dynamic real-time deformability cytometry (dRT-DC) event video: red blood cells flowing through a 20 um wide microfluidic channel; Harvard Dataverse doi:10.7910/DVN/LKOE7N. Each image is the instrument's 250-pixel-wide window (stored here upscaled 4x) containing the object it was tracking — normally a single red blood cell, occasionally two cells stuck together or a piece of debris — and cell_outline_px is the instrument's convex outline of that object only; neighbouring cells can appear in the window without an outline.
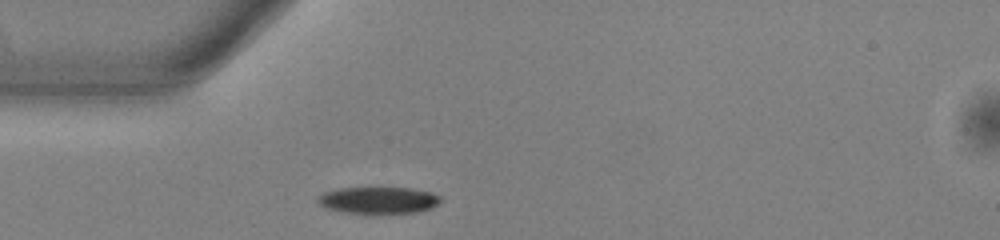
{"species": "common noctule bat (a hibernating species)", "species_latin": "Nyctalus noctula", "temperature_condition": "warm", "stored_images_in_passage": 52, "camera_frame_rate_fps": 3000, "um_per_image_px": 0.085, "animal": {"sex": "male", "body_mass_g": 13.0, "forearm_length_mm": 53.1}, "frame": {"image": 1, "passage_image": 14, "time_ms": 4.333, "image_size_px": [1000, 240], "cell_outline_px": [[440, 200], [432, 208], [416, 212], [344, 212], [328, 208], [320, 204], [316, 200], [324, 192], [340, 188], [408, 188], [432, 192], [440, 196]], "centroid_in_image_um": [32.18, 17.0], "position_along_channel_um": 52.8, "area_um2": 18.55}}
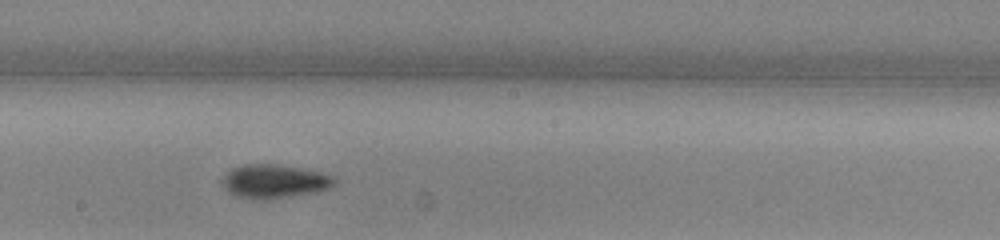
{"frame": {"image": 2, "passage_image": 28, "time_ms": 9.0, "image_size_px": [1000, 240], "cell_outline_px": [[336, 184], [328, 188], [316, 192], [288, 196], [236, 196], [228, 192], [220, 184], [220, 180], [232, 168], [244, 164], [280, 164], [320, 172], [332, 176], [336, 180]], "centroid_in_image_um": [23.31, 15.36], "position_along_channel_um": 224.9, "area_um2": 21.27}}
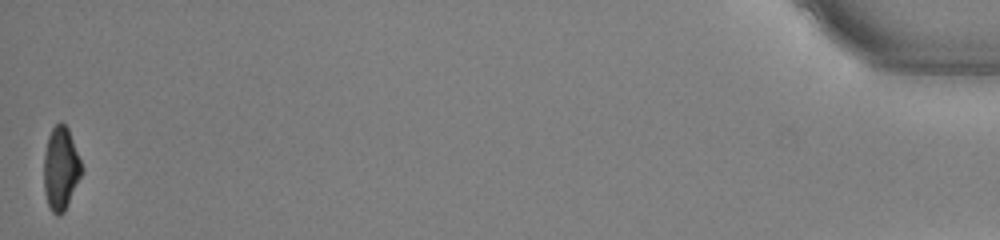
{"frame": {"image": 3, "passage_image": 52, "time_ms": 17.0, "image_size_px": [1000, 240], "cell_outline_px": [[84, 168], [68, 204], [64, 212], [60, 216], [56, 216], [52, 212], [48, 204], [44, 192], [44, 152], [48, 136], [52, 128], [60, 120], [68, 128]], "centroid_in_image_um": [5.16, 14.32], "position_along_channel_um": 430.0, "area_um2": 18.44}, "authors_computed_cell_mechanics": {"area_um2": 19.363, "velocity_mm_per_s": 3.849, "shape_relaxation_time_tau1_ms": 2.5257, "shape_relaxation_time_tau2_ms": null, "deformation_change_tau1": 0.126, "deformation_change_tau2": null}}